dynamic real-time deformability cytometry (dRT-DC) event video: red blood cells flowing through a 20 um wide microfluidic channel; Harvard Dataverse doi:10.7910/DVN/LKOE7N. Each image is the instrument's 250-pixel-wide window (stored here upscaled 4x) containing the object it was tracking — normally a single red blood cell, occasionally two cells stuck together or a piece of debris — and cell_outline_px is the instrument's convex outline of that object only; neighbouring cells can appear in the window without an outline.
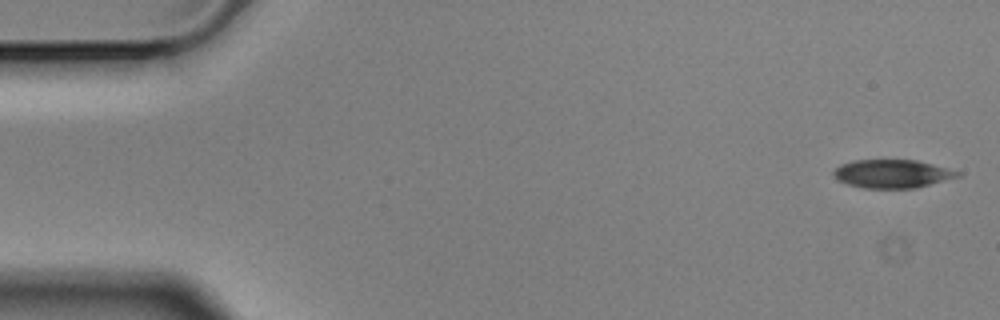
{"species": "Egyptian fruit bat (a non-hibernating species)", "species_latin": "Rousettus aegyptiacus", "temperature_condition": "cold", "stored_images_in_passage": 5, "camera_frame_rate_fps": 3000, "um_per_image_px": 0.085, "animal": {"sex": "male"}, "frame": {"image": 1, "passage_image": 1, "time_ms": 0.0, "image_size_px": [1000, 320], "cell_outline_px": [[960, 176], [916, 188], [860, 188], [836, 180], [832, 176], [832, 172], [840, 164], [852, 160], [916, 160], [932, 164], [960, 172]], "centroid_in_image_um": [75.77, 14.77], "position_along_channel_um": 9.2, "area_um2": 20.52}}
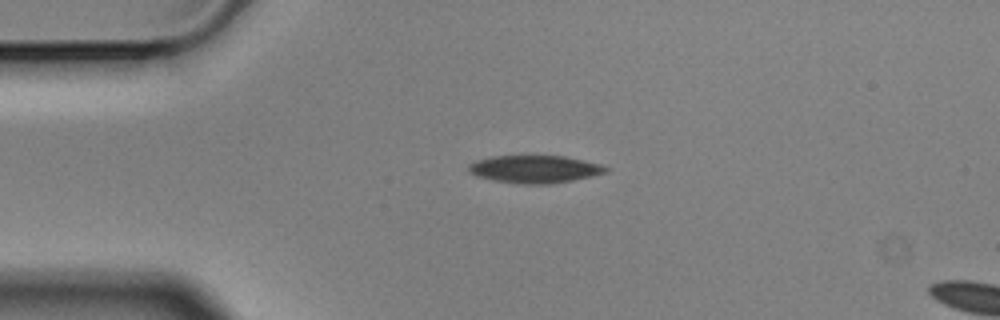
{"frame": {"image": 2, "passage_image": 4, "time_ms": 1.0, "image_size_px": [1000, 320], "cell_outline_px": [[612, 168], [608, 172], [592, 176], [572, 180], [548, 184], [524, 184], [492, 180], [476, 176], [468, 172], [468, 164], [476, 160], [492, 156], [564, 156], [604, 164]], "centroid_in_image_um": [45.49, 14.37], "position_along_channel_um": 39.5, "area_um2": 22.31}}